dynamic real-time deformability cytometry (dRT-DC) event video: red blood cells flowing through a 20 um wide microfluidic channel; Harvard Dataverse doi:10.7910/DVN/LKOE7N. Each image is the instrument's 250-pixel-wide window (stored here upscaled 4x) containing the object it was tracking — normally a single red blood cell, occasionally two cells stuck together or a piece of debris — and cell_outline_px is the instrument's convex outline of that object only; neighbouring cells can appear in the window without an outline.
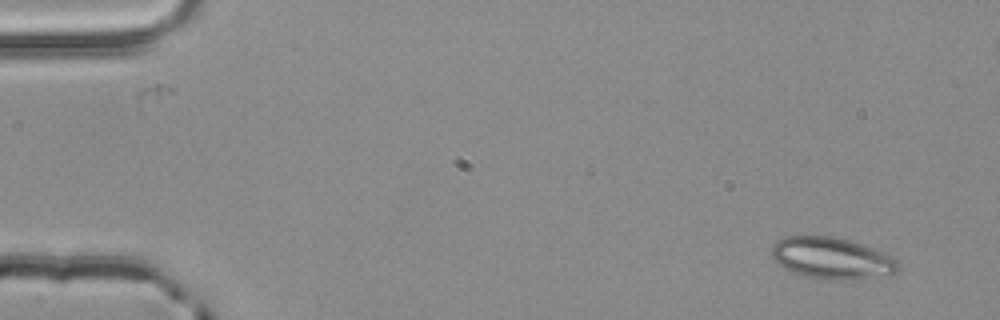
{"species": "common noctule bat (a hibernating species)", "species_latin": "Nyctalus noctula", "temperature_condition": "room temperature", "stored_images_in_passage": 4, "camera_frame_rate_fps": 3000, "um_per_image_px": 0.085, "animal": {"sex": "male", "body_mass_g": 20.4}, "frame": {"image": 1, "passage_image": 1, "time_ms": 0.0, "image_size_px": [1000, 320], "cell_outline_px": [[900, 268], [896, 272], [888, 276], [840, 280], [828, 280], [808, 276], [784, 268], [772, 256], [772, 248], [780, 240], [788, 236], [828, 236], [848, 240], [884, 252], [896, 260], [900, 264]], "centroid_in_image_um": [70.77, 21.96], "position_along_channel_um": 14.2, "area_um2": 30.17}}